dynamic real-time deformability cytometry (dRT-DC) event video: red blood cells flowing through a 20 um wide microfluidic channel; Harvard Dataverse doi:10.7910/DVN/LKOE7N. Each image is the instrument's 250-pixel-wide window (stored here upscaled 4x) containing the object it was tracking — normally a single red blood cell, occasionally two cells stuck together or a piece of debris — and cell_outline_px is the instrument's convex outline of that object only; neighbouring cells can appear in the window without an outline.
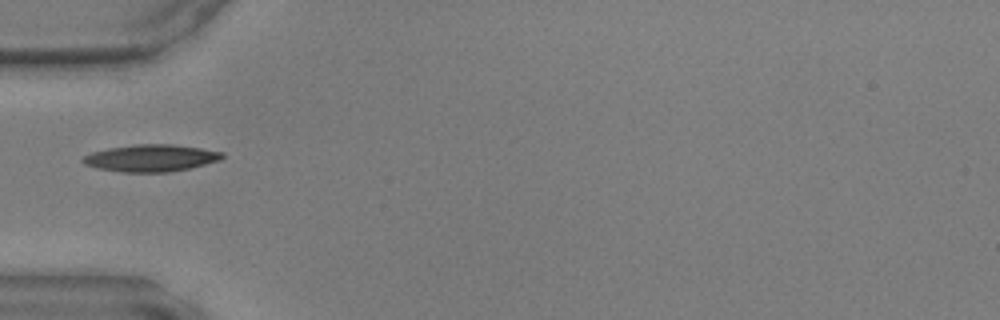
{"species": "common noctule bat (a hibernating species)", "species_latin": "Nyctalus noctula", "temperature_condition": "warm", "stored_images_in_passage": 33, "camera_frame_rate_fps": 3000, "um_per_image_px": 0.085, "animal": {"sex": "male", "body_mass_g": 17.9, "forearm_length_mm": 54.2}, "frame": {"image": 1, "passage_image": 1, "time_ms": 0.0, "image_size_px": [1000, 320], "cell_outline_px": [[224, 156], [220, 160], [188, 168], [168, 172], [124, 172], [100, 168], [84, 164], [80, 160], [84, 156], [92, 152], [108, 148], [136, 144], [172, 144], [200, 148], [224, 152]], "centroid_in_image_um": [12.83, 13.42], "position_along_channel_um": 72.2, "area_um2": 21.73}}
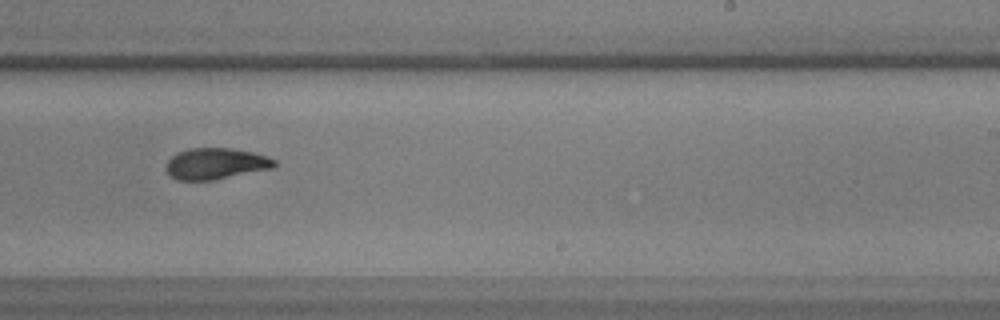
{"frame": {"image": 2, "passage_image": 15, "time_ms": 4.667, "image_size_px": [1000, 320], "cell_outline_px": [[276, 168], [212, 180], [176, 180], [164, 168], [168, 160], [172, 156], [180, 152], [192, 148], [228, 148], [252, 152], [268, 156], [276, 160]], "centroid_in_image_um": [18.38, 13.92], "position_along_channel_um": 270.6, "area_um2": 19.71}}
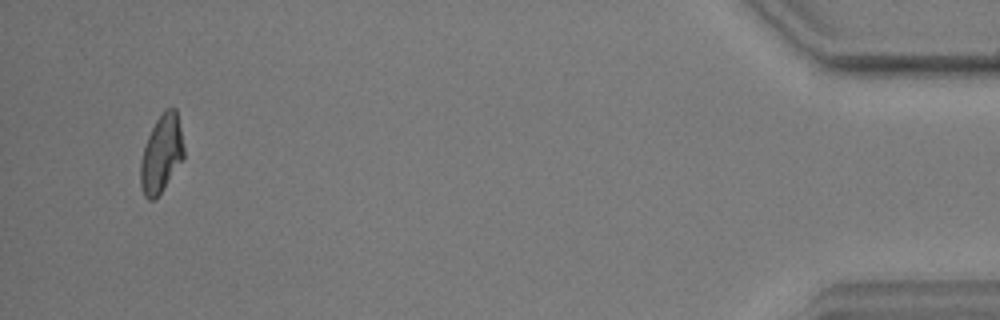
{"frame": {"image": 3, "passage_image": 31, "time_ms": 10.0, "image_size_px": [1000, 320], "cell_outline_px": [[184, 156], [160, 192], [152, 200], [148, 200], [144, 196], [140, 184], [140, 160], [148, 136], [156, 120], [168, 108], [176, 108], [184, 148]], "centroid_in_image_um": [13.7, 13.07], "position_along_channel_um": 421.5, "area_um2": 19.02}}